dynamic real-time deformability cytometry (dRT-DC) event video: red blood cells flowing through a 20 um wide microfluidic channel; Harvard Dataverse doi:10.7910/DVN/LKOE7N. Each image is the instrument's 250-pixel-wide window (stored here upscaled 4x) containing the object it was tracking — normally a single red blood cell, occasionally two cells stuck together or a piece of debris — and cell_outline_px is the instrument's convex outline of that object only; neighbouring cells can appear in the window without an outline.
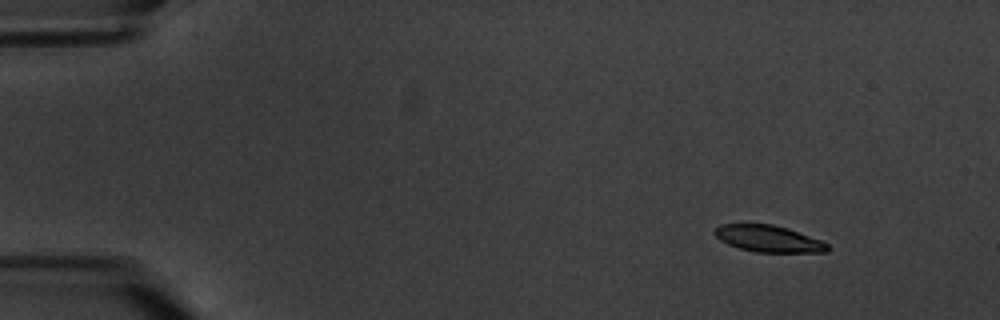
{"species": "common noctule bat (a hibernating species)", "species_latin": "Nyctalus noctula", "temperature_condition": "warm", "stored_images_in_passage": 5, "camera_frame_rate_fps": 3000, "um_per_image_px": 0.085, "animal": {"sex": "male", "body_mass_g": 20.1, "forearm_length_mm": 53.5}, "frame": {"image": 1, "passage_image": 1, "time_ms": 0.0, "image_size_px": [1000, 320], "cell_outline_px": [[828, 252], [756, 252], [740, 248], [728, 244], [720, 240], [712, 232], [720, 224], [772, 224], [788, 228], [820, 240], [828, 244]], "centroid_in_image_um": [65.3, 20.28], "position_along_channel_um": 19.7, "area_um2": 17.4}}